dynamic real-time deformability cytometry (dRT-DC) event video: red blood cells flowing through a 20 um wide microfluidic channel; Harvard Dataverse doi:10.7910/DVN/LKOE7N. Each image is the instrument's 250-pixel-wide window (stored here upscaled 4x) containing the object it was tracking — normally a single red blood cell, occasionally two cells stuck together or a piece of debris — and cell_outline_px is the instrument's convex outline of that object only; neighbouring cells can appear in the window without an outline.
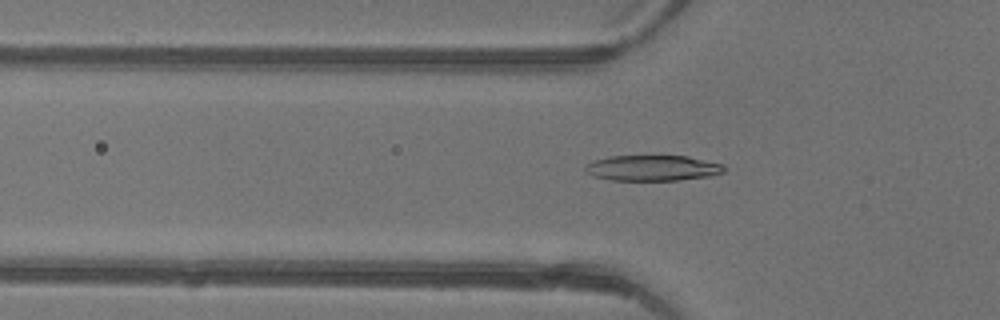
{"species": "common noctule bat (a hibernating species)", "species_latin": "Nyctalus noctula", "temperature_condition": "warm", "stored_images_in_passage": 41, "camera_frame_rate_fps": 3000, "um_per_image_px": 0.085, "animal": {"sex": "female"}, "frame": {"image": 1, "passage_image": 11, "time_ms": 3.333, "image_size_px": [1000, 320], "cell_outline_px": [[724, 172], [708, 176], [676, 180], [612, 180], [592, 176], [584, 168], [592, 160], [608, 156], [688, 156], [724, 164]], "centroid_in_image_um": [55.45, 14.27], "position_along_channel_um": 70.3, "area_um2": 20.63}}
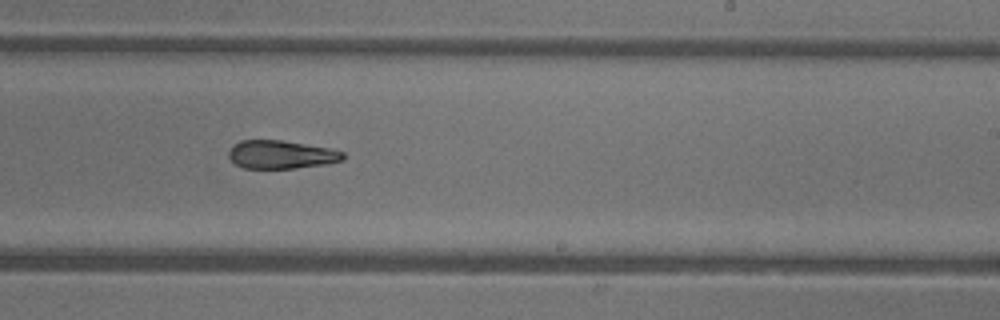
{"frame": {"image": 2, "passage_image": 24, "time_ms": 7.667, "image_size_px": [1000, 320], "cell_outline_px": [[344, 160], [324, 164], [296, 168], [244, 168], [236, 164], [228, 156], [228, 152], [232, 144], [240, 140], [280, 140], [332, 148], [344, 152]], "centroid_in_image_um": [23.89, 13.13], "position_along_channel_um": 265.1, "area_um2": 18.9}}
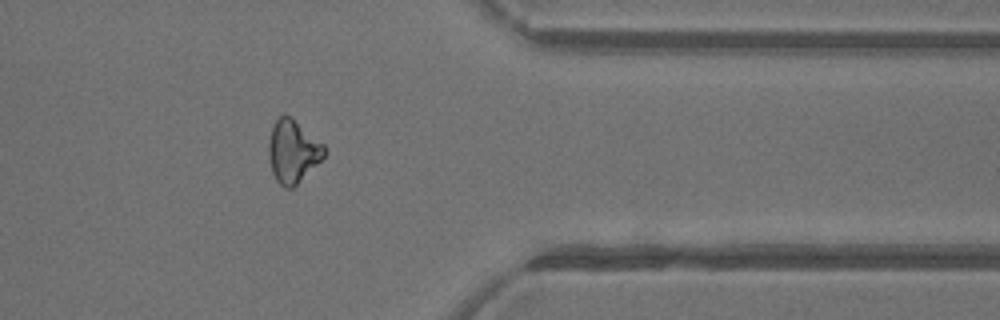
{"frame": {"image": 3, "passage_image": 33, "time_ms": 10.667, "image_size_px": [1000, 320], "cell_outline_px": [[328, 152], [292, 188], [284, 188], [276, 180], [272, 172], [268, 156], [268, 144], [272, 128], [276, 120], [280, 116], [292, 116], [324, 144], [328, 148]], "centroid_in_image_um": [24.9, 12.84], "position_along_channel_um": 386.5, "area_um2": 20.29}, "authors_computed_cell_mechanics": {"area_um2": 20.4034, "velocity_mm_per_s": 4.4872, "shape_relaxation_time_tau1_ms": null, "shape_relaxation_time_tau2_ms": 3.2006, "deformation_change_tau1": null, "deformation_change_tau2": 0.1234}}